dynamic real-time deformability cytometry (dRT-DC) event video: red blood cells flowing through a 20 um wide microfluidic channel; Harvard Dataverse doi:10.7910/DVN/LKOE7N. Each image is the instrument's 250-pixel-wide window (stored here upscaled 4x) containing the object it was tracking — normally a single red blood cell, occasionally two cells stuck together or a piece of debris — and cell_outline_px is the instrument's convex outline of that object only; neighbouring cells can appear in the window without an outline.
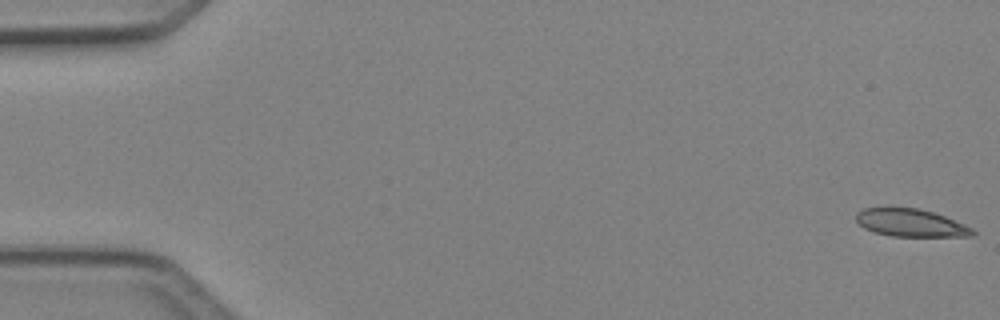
{"species": "Egyptian fruit bat (a non-hibernating species)", "species_latin": "Rousettus aegyptiacus", "temperature_condition": "cold", "stored_images_in_passage": 51, "segment_of_instrument_passage": [1, 2], "camera_frame_rate_fps": 3000, "um_per_image_px": 0.085, "animal": {"sex": "female"}, "frame": {"image": 1, "passage_image": 1, "time_ms": 0.0, "image_size_px": [1000, 320], "cell_outline_px": [[976, 232], [972, 236], [892, 236], [876, 232], [864, 228], [856, 220], [856, 212], [864, 208], [888, 204], [892, 204], [916, 208], [932, 212], [944, 216], [964, 224], [972, 228]], "centroid_in_image_um": [77.33, 18.88], "position_along_channel_um": 7.7, "area_um2": 19.31}}
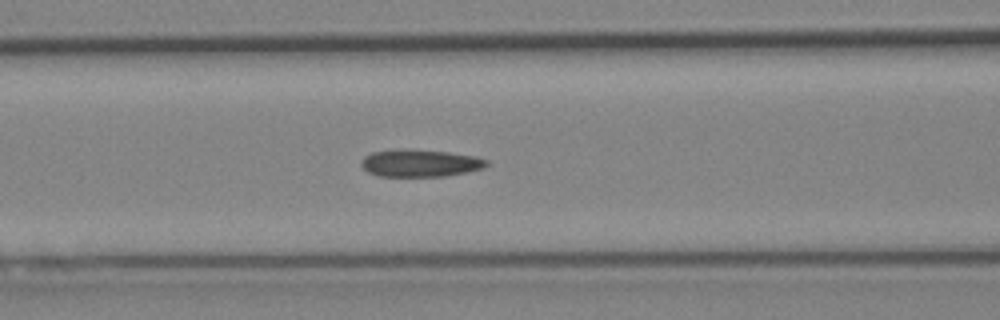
{"frame": {"image": 2, "passage_image": 21, "time_ms": 6.667, "image_size_px": [1000, 320], "cell_outline_px": [[488, 164], [484, 168], [468, 172], [444, 176], [380, 176], [368, 172], [360, 164], [364, 156], [372, 152], [408, 148], [448, 152], [476, 156], [488, 160]], "centroid_in_image_um": [35.73, 13.86], "position_along_channel_um": 130.9, "area_um2": 20.06}}
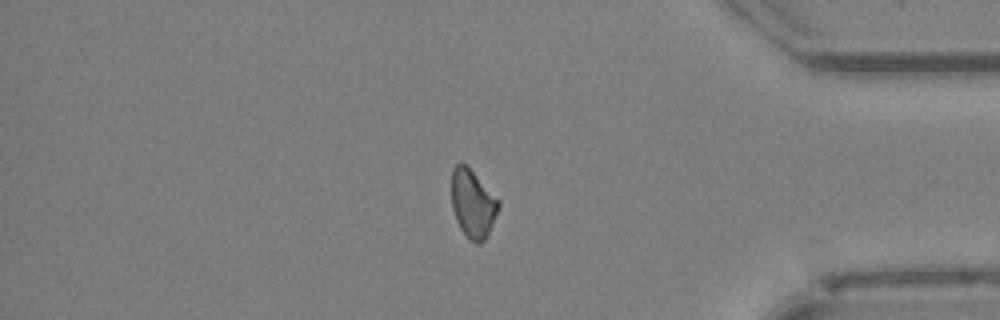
{"frame": {"image": 3, "passage_image": 42, "time_ms": 13.667, "image_size_px": [1000, 320], "cell_outline_px": [[500, 204], [492, 224], [484, 240], [480, 244], [476, 244], [468, 240], [460, 228], [456, 220], [452, 208], [452, 168], [460, 160], [500, 200]], "centroid_in_image_um": [40.17, 17.33], "position_along_channel_um": 395.0, "area_um2": 18.5}}